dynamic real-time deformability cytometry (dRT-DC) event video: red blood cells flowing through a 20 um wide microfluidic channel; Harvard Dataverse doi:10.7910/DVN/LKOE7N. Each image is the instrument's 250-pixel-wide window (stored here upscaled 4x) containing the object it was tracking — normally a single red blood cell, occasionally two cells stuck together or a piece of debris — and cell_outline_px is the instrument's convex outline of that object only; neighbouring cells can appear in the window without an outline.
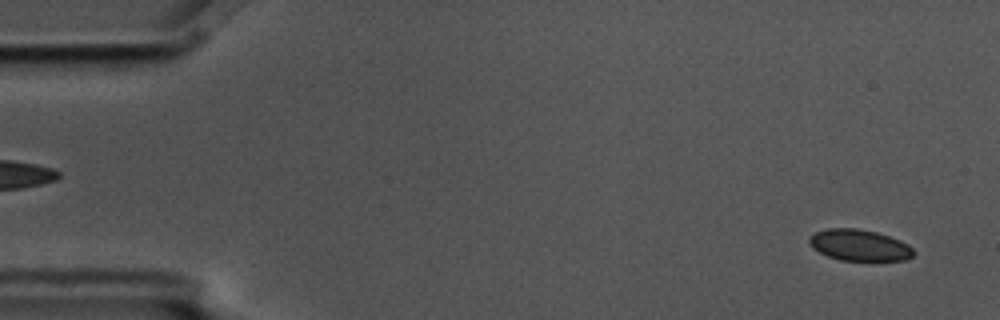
{"species": "common noctule bat (a hibernating species)", "species_latin": "Nyctalus noctula", "temperature_condition": "cold", "stored_images_in_passage": 5, "segment_of_instrument_passage": [2, 2], "camera_frame_rate_fps": 3000, "um_per_image_px": 0.085, "animal": {"sex": "male", "body_mass_g": 17.5, "forearm_length_mm": 52.3}, "frame": {"image": 1, "passage_image": 5, "time_ms": 1.333, "image_size_px": [1000, 320], "cell_outline_px": [[916, 252], [912, 256], [904, 260], [840, 260], [828, 256], [812, 248], [808, 240], [808, 236], [816, 232], [828, 228], [856, 228], [876, 232], [900, 240], [908, 244]], "centroid_in_image_um": [73.03, 20.83], "position_along_channel_um": 12.0, "area_um2": 18.96}}